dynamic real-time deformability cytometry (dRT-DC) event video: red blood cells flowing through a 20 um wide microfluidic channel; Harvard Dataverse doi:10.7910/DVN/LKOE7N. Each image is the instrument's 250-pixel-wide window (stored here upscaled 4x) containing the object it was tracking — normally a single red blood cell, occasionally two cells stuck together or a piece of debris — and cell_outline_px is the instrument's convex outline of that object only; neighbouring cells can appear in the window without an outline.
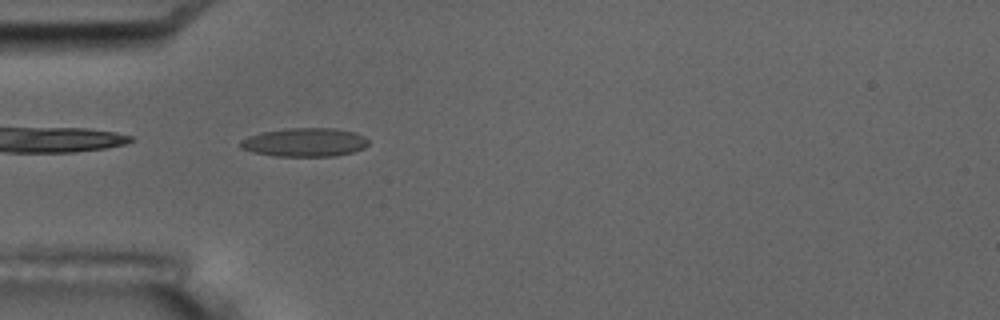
{"species": "common noctule bat (a hibernating species)", "species_latin": "Nyctalus noctula", "temperature_condition": "room temperature", "stored_images_in_passage": 6, "camera_frame_rate_fps": 3000, "um_per_image_px": 0.085, "animal": {"sex": "male", "body_mass_g": 17.5, "forearm_length_mm": 52.3}, "frame": {"image": 1, "passage_image": 6, "time_ms": 5.667, "image_size_px": [1000, 320], "cell_outline_px": [[368, 144], [364, 148], [352, 152], [336, 156], [276, 156], [252, 152], [240, 148], [240, 140], [248, 136], [264, 132], [288, 128], [336, 128], [356, 132], [364, 136], [368, 140]], "centroid_in_image_um": [25.91, 12.09], "position_along_channel_um": 59.1, "area_um2": 21.44}}